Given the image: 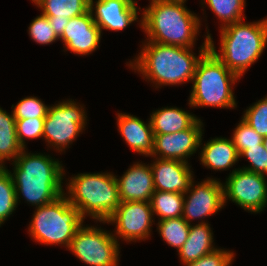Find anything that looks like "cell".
Segmentation results:
<instances>
[{"label":"cell","mask_w":267,"mask_h":266,"mask_svg":"<svg viewBox=\"0 0 267 266\" xmlns=\"http://www.w3.org/2000/svg\"><path fill=\"white\" fill-rule=\"evenodd\" d=\"M95 9L93 20L100 31L123 30L137 20V7L129 0H98Z\"/></svg>","instance_id":"17"},{"label":"cell","mask_w":267,"mask_h":266,"mask_svg":"<svg viewBox=\"0 0 267 266\" xmlns=\"http://www.w3.org/2000/svg\"><path fill=\"white\" fill-rule=\"evenodd\" d=\"M185 200L182 218L188 223L191 219L202 218L216 213L224 205L223 185L213 179H207L190 190Z\"/></svg>","instance_id":"14"},{"label":"cell","mask_w":267,"mask_h":266,"mask_svg":"<svg viewBox=\"0 0 267 266\" xmlns=\"http://www.w3.org/2000/svg\"><path fill=\"white\" fill-rule=\"evenodd\" d=\"M159 233L162 238L173 247L179 249L187 241L190 224H188L182 217L168 218L159 221Z\"/></svg>","instance_id":"25"},{"label":"cell","mask_w":267,"mask_h":266,"mask_svg":"<svg viewBox=\"0 0 267 266\" xmlns=\"http://www.w3.org/2000/svg\"><path fill=\"white\" fill-rule=\"evenodd\" d=\"M184 198V193L154 191L150 200L152 213L160 216V220L182 217Z\"/></svg>","instance_id":"24"},{"label":"cell","mask_w":267,"mask_h":266,"mask_svg":"<svg viewBox=\"0 0 267 266\" xmlns=\"http://www.w3.org/2000/svg\"><path fill=\"white\" fill-rule=\"evenodd\" d=\"M209 50L233 73L243 75L260 57L267 43V19L255 23L242 20L221 27V55L208 34Z\"/></svg>","instance_id":"4"},{"label":"cell","mask_w":267,"mask_h":266,"mask_svg":"<svg viewBox=\"0 0 267 266\" xmlns=\"http://www.w3.org/2000/svg\"><path fill=\"white\" fill-rule=\"evenodd\" d=\"M201 151V162L214 170L231 167L240 155L230 139L216 138L204 145Z\"/></svg>","instance_id":"20"},{"label":"cell","mask_w":267,"mask_h":266,"mask_svg":"<svg viewBox=\"0 0 267 266\" xmlns=\"http://www.w3.org/2000/svg\"><path fill=\"white\" fill-rule=\"evenodd\" d=\"M265 176L244 169L233 170L224 188V202L229 198L245 210L260 212L267 203ZM227 198V199H226Z\"/></svg>","instance_id":"10"},{"label":"cell","mask_w":267,"mask_h":266,"mask_svg":"<svg viewBox=\"0 0 267 266\" xmlns=\"http://www.w3.org/2000/svg\"><path fill=\"white\" fill-rule=\"evenodd\" d=\"M198 119L178 108H163L155 111L150 118L154 135L176 133L190 128Z\"/></svg>","instance_id":"21"},{"label":"cell","mask_w":267,"mask_h":266,"mask_svg":"<svg viewBox=\"0 0 267 266\" xmlns=\"http://www.w3.org/2000/svg\"><path fill=\"white\" fill-rule=\"evenodd\" d=\"M101 31L93 20V0L90 10L78 17L70 18L62 39L65 47L75 54L86 55L94 51L100 42Z\"/></svg>","instance_id":"13"},{"label":"cell","mask_w":267,"mask_h":266,"mask_svg":"<svg viewBox=\"0 0 267 266\" xmlns=\"http://www.w3.org/2000/svg\"><path fill=\"white\" fill-rule=\"evenodd\" d=\"M201 123L199 119L188 129L171 134L154 135L151 155L161 153V159L186 161L185 157L195 153L201 144Z\"/></svg>","instance_id":"12"},{"label":"cell","mask_w":267,"mask_h":266,"mask_svg":"<svg viewBox=\"0 0 267 266\" xmlns=\"http://www.w3.org/2000/svg\"><path fill=\"white\" fill-rule=\"evenodd\" d=\"M49 107L45 106L40 99L27 97L19 101L13 110L15 120L29 118H45Z\"/></svg>","instance_id":"29"},{"label":"cell","mask_w":267,"mask_h":266,"mask_svg":"<svg viewBox=\"0 0 267 266\" xmlns=\"http://www.w3.org/2000/svg\"><path fill=\"white\" fill-rule=\"evenodd\" d=\"M200 56L197 58L190 53V48L164 45L156 42L144 45L135 69L158 85L179 84L193 80L197 64L201 57L209 50L208 38L203 43Z\"/></svg>","instance_id":"2"},{"label":"cell","mask_w":267,"mask_h":266,"mask_svg":"<svg viewBox=\"0 0 267 266\" xmlns=\"http://www.w3.org/2000/svg\"><path fill=\"white\" fill-rule=\"evenodd\" d=\"M36 208L29 228L32 237L47 245L65 244L69 247L83 223L79 210L70 204L64 194L55 201Z\"/></svg>","instance_id":"7"},{"label":"cell","mask_w":267,"mask_h":266,"mask_svg":"<svg viewBox=\"0 0 267 266\" xmlns=\"http://www.w3.org/2000/svg\"><path fill=\"white\" fill-rule=\"evenodd\" d=\"M84 110L73 101L49 107L44 120L43 137L58 150L66 147L82 131L85 124Z\"/></svg>","instance_id":"9"},{"label":"cell","mask_w":267,"mask_h":266,"mask_svg":"<svg viewBox=\"0 0 267 266\" xmlns=\"http://www.w3.org/2000/svg\"><path fill=\"white\" fill-rule=\"evenodd\" d=\"M36 5L49 20H69L90 10V0H38Z\"/></svg>","instance_id":"22"},{"label":"cell","mask_w":267,"mask_h":266,"mask_svg":"<svg viewBox=\"0 0 267 266\" xmlns=\"http://www.w3.org/2000/svg\"><path fill=\"white\" fill-rule=\"evenodd\" d=\"M242 119L259 135L267 136V97L249 107Z\"/></svg>","instance_id":"30"},{"label":"cell","mask_w":267,"mask_h":266,"mask_svg":"<svg viewBox=\"0 0 267 266\" xmlns=\"http://www.w3.org/2000/svg\"><path fill=\"white\" fill-rule=\"evenodd\" d=\"M53 31L60 38L63 34L65 27L68 25L69 20H49Z\"/></svg>","instance_id":"35"},{"label":"cell","mask_w":267,"mask_h":266,"mask_svg":"<svg viewBox=\"0 0 267 266\" xmlns=\"http://www.w3.org/2000/svg\"><path fill=\"white\" fill-rule=\"evenodd\" d=\"M29 34L39 44L52 43L59 38L53 31L48 17L43 14L32 21L29 26Z\"/></svg>","instance_id":"31"},{"label":"cell","mask_w":267,"mask_h":266,"mask_svg":"<svg viewBox=\"0 0 267 266\" xmlns=\"http://www.w3.org/2000/svg\"><path fill=\"white\" fill-rule=\"evenodd\" d=\"M152 207L146 201L120 202V205L106 221L116 222L117 235L125 240L147 238L150 233Z\"/></svg>","instance_id":"11"},{"label":"cell","mask_w":267,"mask_h":266,"mask_svg":"<svg viewBox=\"0 0 267 266\" xmlns=\"http://www.w3.org/2000/svg\"><path fill=\"white\" fill-rule=\"evenodd\" d=\"M69 183L68 201L83 219L89 213L106 222L120 205L117 178L112 174H78Z\"/></svg>","instance_id":"5"},{"label":"cell","mask_w":267,"mask_h":266,"mask_svg":"<svg viewBox=\"0 0 267 266\" xmlns=\"http://www.w3.org/2000/svg\"><path fill=\"white\" fill-rule=\"evenodd\" d=\"M23 151L15 159L14 175H11L17 203L21 193L28 202L38 207L63 195L62 165L43 154L30 155Z\"/></svg>","instance_id":"1"},{"label":"cell","mask_w":267,"mask_h":266,"mask_svg":"<svg viewBox=\"0 0 267 266\" xmlns=\"http://www.w3.org/2000/svg\"><path fill=\"white\" fill-rule=\"evenodd\" d=\"M231 139L240 155L249 147L259 146L263 143V137L259 135L250 125L243 119L235 129Z\"/></svg>","instance_id":"28"},{"label":"cell","mask_w":267,"mask_h":266,"mask_svg":"<svg viewBox=\"0 0 267 266\" xmlns=\"http://www.w3.org/2000/svg\"><path fill=\"white\" fill-rule=\"evenodd\" d=\"M7 169L0 167V225L15 210L16 192L12 176Z\"/></svg>","instance_id":"26"},{"label":"cell","mask_w":267,"mask_h":266,"mask_svg":"<svg viewBox=\"0 0 267 266\" xmlns=\"http://www.w3.org/2000/svg\"><path fill=\"white\" fill-rule=\"evenodd\" d=\"M120 202H150L155 191L151 166L134 164L117 179Z\"/></svg>","instance_id":"16"},{"label":"cell","mask_w":267,"mask_h":266,"mask_svg":"<svg viewBox=\"0 0 267 266\" xmlns=\"http://www.w3.org/2000/svg\"><path fill=\"white\" fill-rule=\"evenodd\" d=\"M169 1L185 2L186 0H169Z\"/></svg>","instance_id":"37"},{"label":"cell","mask_w":267,"mask_h":266,"mask_svg":"<svg viewBox=\"0 0 267 266\" xmlns=\"http://www.w3.org/2000/svg\"><path fill=\"white\" fill-rule=\"evenodd\" d=\"M187 161L159 158L151 166L155 191L187 194L193 186L192 171Z\"/></svg>","instance_id":"15"},{"label":"cell","mask_w":267,"mask_h":266,"mask_svg":"<svg viewBox=\"0 0 267 266\" xmlns=\"http://www.w3.org/2000/svg\"><path fill=\"white\" fill-rule=\"evenodd\" d=\"M239 78L208 50L197 64L189 104L192 107H235L236 103L230 85Z\"/></svg>","instance_id":"6"},{"label":"cell","mask_w":267,"mask_h":266,"mask_svg":"<svg viewBox=\"0 0 267 266\" xmlns=\"http://www.w3.org/2000/svg\"><path fill=\"white\" fill-rule=\"evenodd\" d=\"M45 118H29L16 120V134L19 144L25 149L24 137L38 138L43 137Z\"/></svg>","instance_id":"32"},{"label":"cell","mask_w":267,"mask_h":266,"mask_svg":"<svg viewBox=\"0 0 267 266\" xmlns=\"http://www.w3.org/2000/svg\"><path fill=\"white\" fill-rule=\"evenodd\" d=\"M22 150L17 139L16 120L13 113L9 115L0 108V167H3V160H10L13 157L16 159Z\"/></svg>","instance_id":"23"},{"label":"cell","mask_w":267,"mask_h":266,"mask_svg":"<svg viewBox=\"0 0 267 266\" xmlns=\"http://www.w3.org/2000/svg\"><path fill=\"white\" fill-rule=\"evenodd\" d=\"M183 4L169 0L151 1L141 21L150 42L184 48L193 46L200 21Z\"/></svg>","instance_id":"3"},{"label":"cell","mask_w":267,"mask_h":266,"mask_svg":"<svg viewBox=\"0 0 267 266\" xmlns=\"http://www.w3.org/2000/svg\"><path fill=\"white\" fill-rule=\"evenodd\" d=\"M240 156L247 157L251 162V167H244V170L261 175L267 174V151L264 149L263 143L259 146L249 147Z\"/></svg>","instance_id":"33"},{"label":"cell","mask_w":267,"mask_h":266,"mask_svg":"<svg viewBox=\"0 0 267 266\" xmlns=\"http://www.w3.org/2000/svg\"><path fill=\"white\" fill-rule=\"evenodd\" d=\"M206 2L218 18L224 22L223 27L241 21L243 18L244 0H206Z\"/></svg>","instance_id":"27"},{"label":"cell","mask_w":267,"mask_h":266,"mask_svg":"<svg viewBox=\"0 0 267 266\" xmlns=\"http://www.w3.org/2000/svg\"><path fill=\"white\" fill-rule=\"evenodd\" d=\"M263 146L264 149L267 151V136L263 137Z\"/></svg>","instance_id":"36"},{"label":"cell","mask_w":267,"mask_h":266,"mask_svg":"<svg viewBox=\"0 0 267 266\" xmlns=\"http://www.w3.org/2000/svg\"><path fill=\"white\" fill-rule=\"evenodd\" d=\"M211 229L208 223L201 222L195 226L190 225L187 241L179 249V255L183 264L197 261L200 257L216 250L212 246Z\"/></svg>","instance_id":"19"},{"label":"cell","mask_w":267,"mask_h":266,"mask_svg":"<svg viewBox=\"0 0 267 266\" xmlns=\"http://www.w3.org/2000/svg\"><path fill=\"white\" fill-rule=\"evenodd\" d=\"M117 125L125 141L134 151L151 156L154 134L150 121L147 125L135 116L121 113L118 114Z\"/></svg>","instance_id":"18"},{"label":"cell","mask_w":267,"mask_h":266,"mask_svg":"<svg viewBox=\"0 0 267 266\" xmlns=\"http://www.w3.org/2000/svg\"><path fill=\"white\" fill-rule=\"evenodd\" d=\"M130 2H132L133 4H135L136 2L134 0H129Z\"/></svg>","instance_id":"38"},{"label":"cell","mask_w":267,"mask_h":266,"mask_svg":"<svg viewBox=\"0 0 267 266\" xmlns=\"http://www.w3.org/2000/svg\"><path fill=\"white\" fill-rule=\"evenodd\" d=\"M117 239L101 229L81 226L70 242L71 250L81 261L91 266H117Z\"/></svg>","instance_id":"8"},{"label":"cell","mask_w":267,"mask_h":266,"mask_svg":"<svg viewBox=\"0 0 267 266\" xmlns=\"http://www.w3.org/2000/svg\"><path fill=\"white\" fill-rule=\"evenodd\" d=\"M233 255V252L216 249L214 252L200 257L197 261L186 263V266H229Z\"/></svg>","instance_id":"34"}]
</instances>
